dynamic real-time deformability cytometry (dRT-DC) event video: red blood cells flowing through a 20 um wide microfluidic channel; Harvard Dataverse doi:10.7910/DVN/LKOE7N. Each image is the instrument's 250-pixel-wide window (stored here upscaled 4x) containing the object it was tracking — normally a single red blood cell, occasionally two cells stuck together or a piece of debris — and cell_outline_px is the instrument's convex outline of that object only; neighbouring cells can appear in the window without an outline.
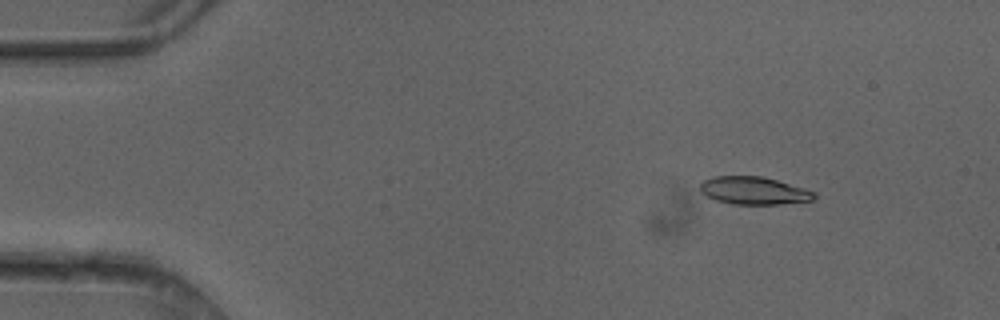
{"species": "common noctule bat (a hibernating species)", "species_latin": "Nyctalus noctula", "temperature_condition": "cold", "stored_images_in_passage": 4, "camera_frame_rate_fps": 3000, "um_per_image_px": 0.085, "animal": {"sex": "female"}, "frame": {"image": 1, "passage_image": 2, "time_ms": 0.333, "image_size_px": [1000, 320], "cell_outline_px": [[816, 196], [812, 200], [780, 204], [732, 204], [716, 200], [700, 192], [700, 184], [704, 180], [712, 176], [764, 176], [804, 188], [816, 192]], "centroid_in_image_um": [64.07, 16.19], "position_along_channel_um": 20.9, "area_um2": 18.44}}